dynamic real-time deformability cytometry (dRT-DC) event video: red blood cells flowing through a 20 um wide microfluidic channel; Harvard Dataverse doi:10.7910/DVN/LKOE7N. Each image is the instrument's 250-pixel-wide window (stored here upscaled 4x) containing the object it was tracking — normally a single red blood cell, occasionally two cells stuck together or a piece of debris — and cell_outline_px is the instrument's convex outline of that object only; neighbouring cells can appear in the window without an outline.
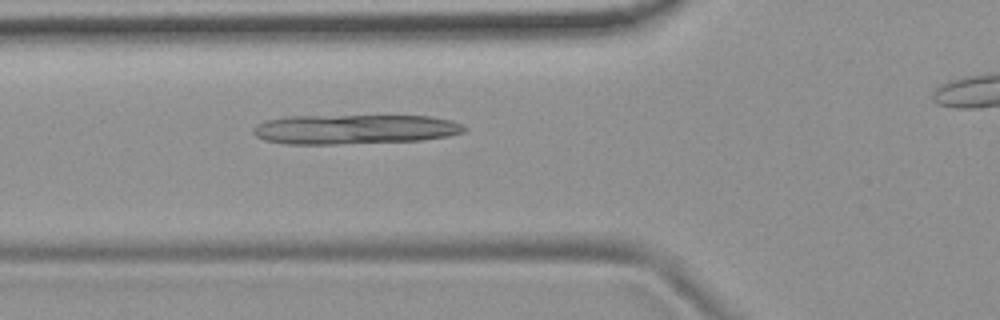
{"species": "common noctule bat (a hibernating species)", "species_latin": "Nyctalus noctula", "temperature_condition": "room temperature", "stored_images_in_passage": 42, "camera_frame_rate_fps": 3000, "um_per_image_px": 0.085, "animal": {"sex": "female", "body_mass_g": 19.9}, "frame": {"image": 1, "passage_image": 14, "time_ms": 4.333, "image_size_px": [1000, 320], "cell_outline_px": [[468, 128], [464, 132], [448, 136], [424, 140], [336, 144], [284, 144], [264, 140], [256, 136], [252, 132], [252, 128], [256, 124], [264, 120], [288, 116], [432, 116], [452, 120]], "centroid_in_image_um": [30.11, 10.99], "position_along_channel_um": 95.7, "area_um2": 36.7}}
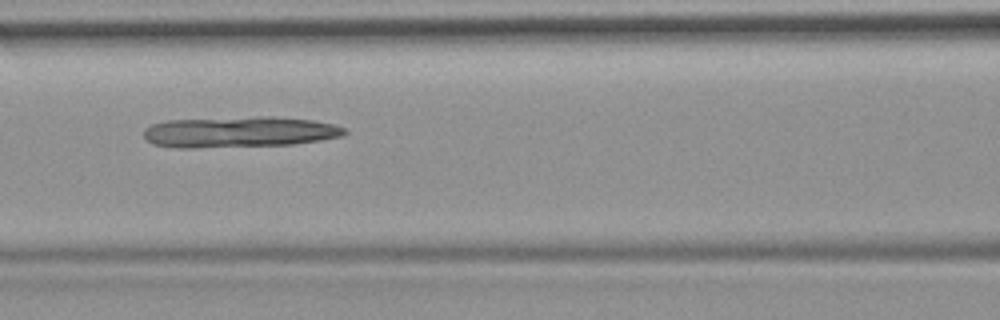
{"frame": {"image": 2, "passage_image": 18, "time_ms": 5.667, "image_size_px": [1000, 320], "cell_outline_px": [[348, 132], [344, 136], [320, 140], [292, 144], [192, 148], [176, 148], [152, 144], [144, 136], [144, 128], [152, 124], [164, 120], [256, 116], [272, 116], [312, 120], [332, 124], [344, 128]], "centroid_in_image_um": [20.31, 11.21], "position_along_channel_um": 146.3, "area_um2": 36.41}}
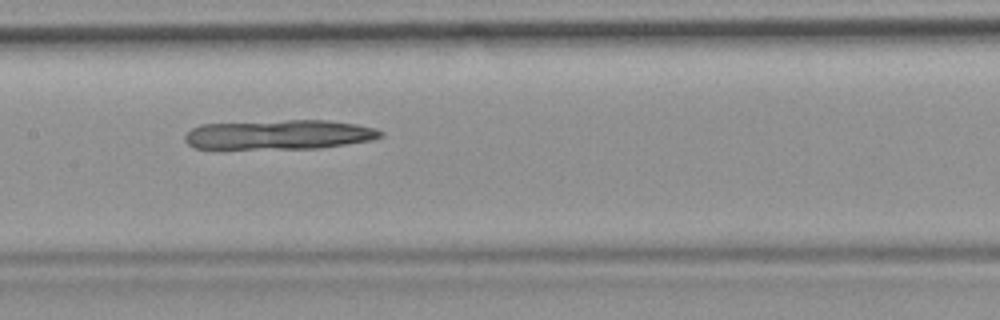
{"frame": {"image": 3, "passage_image": 21, "time_ms": 6.667, "image_size_px": [1000, 320], "cell_outline_px": [[384, 136], [372, 140], [320, 148], [220, 152], [192, 148], [184, 140], [184, 136], [192, 128], [200, 124], [288, 120], [328, 120], [356, 124], [376, 128], [384, 132]], "centroid_in_image_um": [23.6, 11.5], "position_along_channel_um": 183.8, "area_um2": 35.55}}